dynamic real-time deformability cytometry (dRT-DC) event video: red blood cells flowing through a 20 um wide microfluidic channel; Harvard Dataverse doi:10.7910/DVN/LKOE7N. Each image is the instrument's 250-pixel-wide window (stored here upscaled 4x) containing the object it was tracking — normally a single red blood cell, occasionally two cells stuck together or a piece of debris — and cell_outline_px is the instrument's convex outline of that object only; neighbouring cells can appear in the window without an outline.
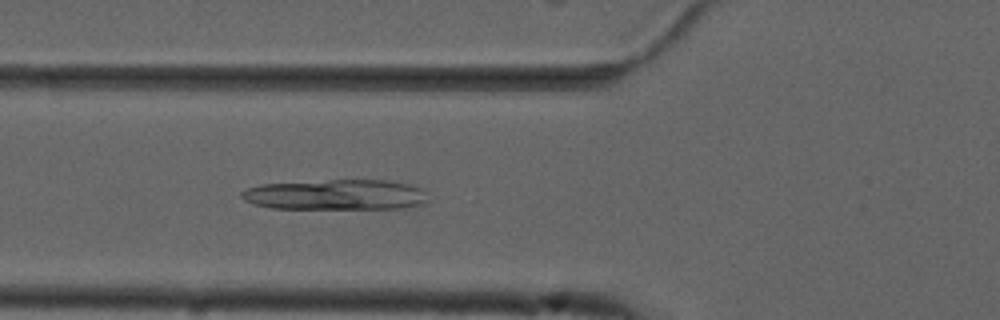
{"species": "common noctule bat (a hibernating species)", "species_latin": "Nyctalus noctula", "temperature_condition": "cold", "stored_images_in_passage": 39, "camera_frame_rate_fps": 3000, "um_per_image_px": 0.085, "animal": {"sex": "male", "forearm_length_mm": 52.5}, "frame": {"image": 1, "passage_image": 7, "time_ms": 2.0, "image_size_px": [1000, 320], "cell_outline_px": [[428, 200], [424, 204], [404, 208], [272, 208], [252, 204], [244, 200], [240, 196], [240, 192], [248, 188], [260, 184], [332, 180], [388, 180], [408, 184], [424, 188], [428, 192]], "centroid_in_image_um": [28.6, 16.55], "position_along_channel_um": 97.2, "area_um2": 33.23}}
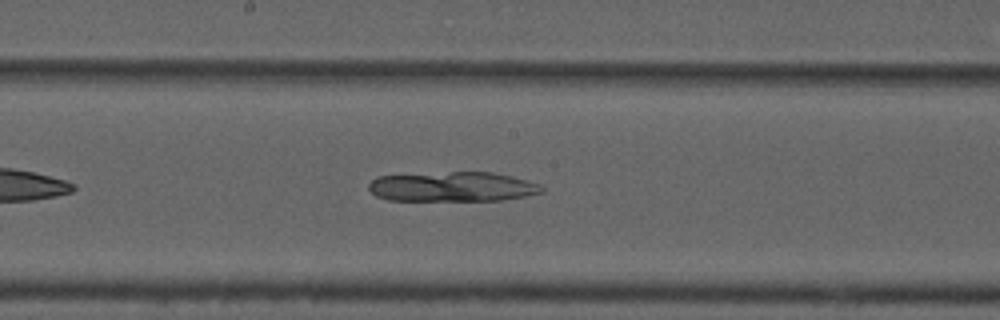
{"frame": {"image": 2, "passage_image": 16, "time_ms": 5.0, "image_size_px": [1000, 320], "cell_outline_px": [[544, 192], [524, 196], [500, 200], [388, 200], [376, 196], [368, 188], [368, 184], [376, 176], [452, 172], [492, 172], [512, 176], [540, 184], [544, 188]], "centroid_in_image_um": [38.46, 15.87], "position_along_channel_um": 209.7, "area_um2": 29.88}}
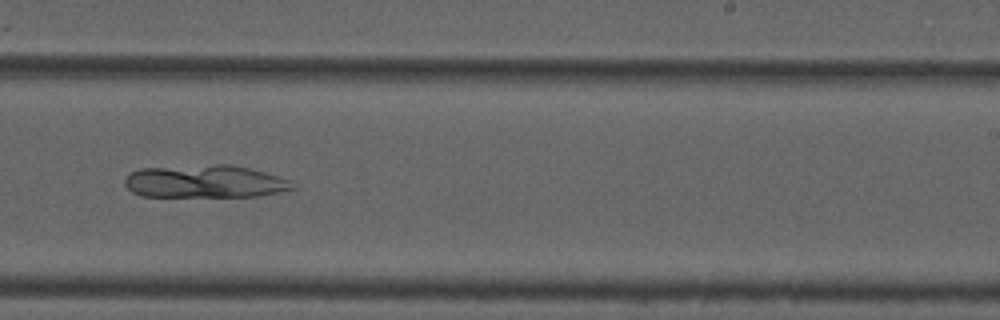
{"frame": {"image": 3, "passage_image": 21, "time_ms": 6.667, "image_size_px": [1000, 320], "cell_outline_px": [[296, 188], [260, 196], [140, 196], [132, 192], [124, 184], [124, 180], [132, 172], [140, 168], [216, 164], [228, 164], [248, 168], [296, 180]], "centroid_in_image_um": [17.48, 15.42], "position_along_channel_um": 271.5, "area_um2": 32.25}}